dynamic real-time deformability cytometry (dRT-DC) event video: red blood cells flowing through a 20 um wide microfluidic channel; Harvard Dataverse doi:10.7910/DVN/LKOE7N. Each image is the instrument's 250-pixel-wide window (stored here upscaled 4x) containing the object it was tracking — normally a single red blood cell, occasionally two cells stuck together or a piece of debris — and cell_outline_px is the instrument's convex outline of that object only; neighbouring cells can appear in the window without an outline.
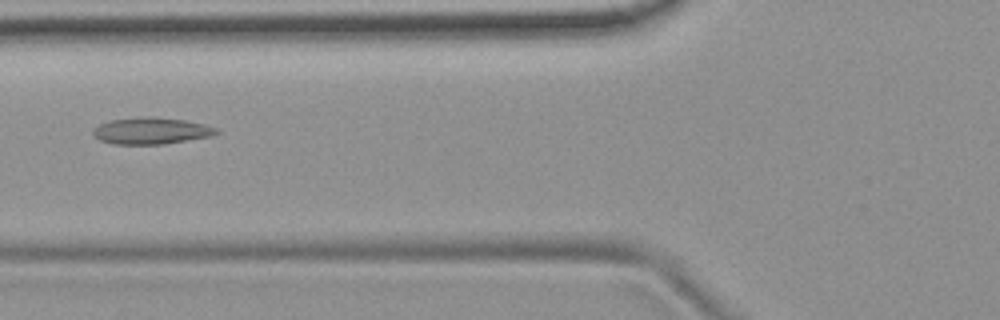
{"species": "common noctule bat (a hibernating species)", "species_latin": "Nyctalus noctula", "temperature_condition": "room temperature", "stored_images_in_passage": 47, "camera_frame_rate_fps": 3000, "um_per_image_px": 0.085, "animal": {"sex": "female", "body_mass_g": 19.9}, "frame": {"image": 1, "passage_image": 14, "time_ms": 4.333, "image_size_px": [1000, 320], "cell_outline_px": [[220, 132], [212, 136], [164, 144], [112, 144], [100, 140], [92, 136], [92, 128], [108, 120], [140, 116], [152, 116], [184, 120], [204, 124], [220, 128]], "centroid_in_image_um": [12.84, 11.11], "position_along_channel_um": 113.0, "area_um2": 19.54}}
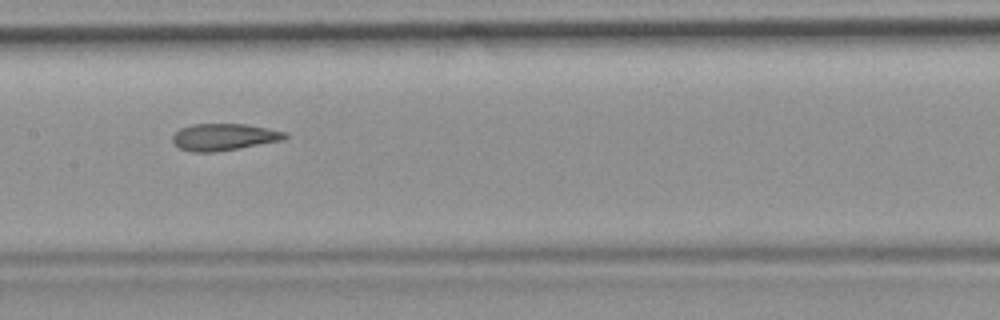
{"frame": {"image": 2, "passage_image": 20, "time_ms": 6.333, "image_size_px": [1000, 320], "cell_outline_px": [[288, 136], [284, 140], [216, 152], [192, 152], [180, 148], [172, 140], [172, 136], [180, 128], [192, 124], [244, 124], [268, 128], [288, 132]], "centroid_in_image_um": [19.06, 11.64], "position_along_channel_um": 188.3, "area_um2": 17.63}}
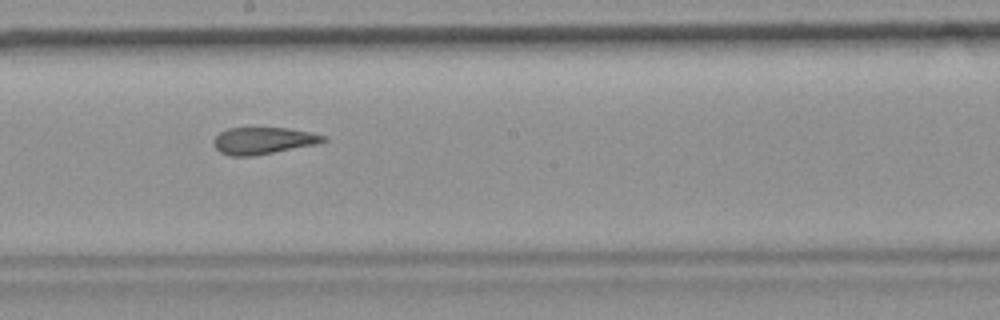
{"frame": {"image": 3, "passage_image": 23, "time_ms": 7.333, "image_size_px": [1000, 320], "cell_outline_px": [[328, 140], [316, 144], [252, 156], [232, 156], [220, 152], [212, 144], [212, 140], [220, 132], [228, 128], [288, 128], [308, 132], [324, 136]], "centroid_in_image_um": [22.32, 11.95], "position_along_channel_um": 225.9, "area_um2": 16.99}, "authors_computed_cell_mechanics": {"area_um2": 18.3226, "velocity_mm_per_s": 3.774, "shape_relaxation_time_tau1_ms": null, "shape_relaxation_time_tau2_ms": 2.7638, "deformation_change_tau1": null, "deformation_change_tau2": 0.111}}